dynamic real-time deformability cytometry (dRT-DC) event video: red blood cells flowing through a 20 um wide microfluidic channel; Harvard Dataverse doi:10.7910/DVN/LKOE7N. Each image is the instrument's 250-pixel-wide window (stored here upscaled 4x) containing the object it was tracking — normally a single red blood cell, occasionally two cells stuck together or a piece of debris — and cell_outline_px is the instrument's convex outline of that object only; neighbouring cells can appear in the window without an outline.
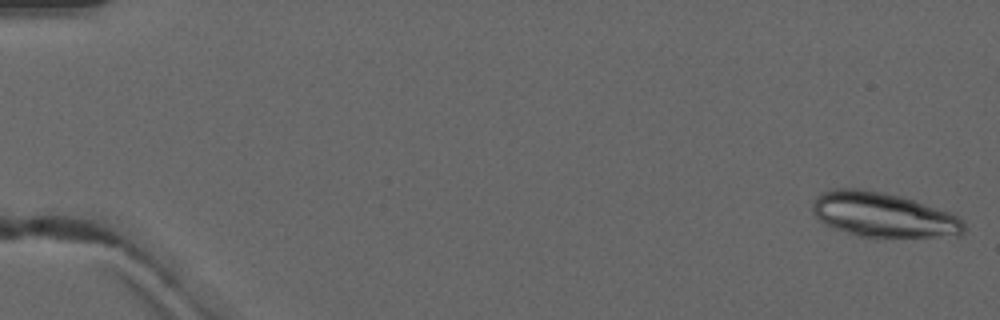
{"species": "common noctule bat (a hibernating species)", "species_latin": "Nyctalus noctula", "temperature_condition": "warm", "stored_images_in_passage": 6, "camera_frame_rate_fps": 3000, "um_per_image_px": 0.085, "animal": {"sex": "male", "forearm_length_mm": 52.5}, "frame": {"image": 1, "passage_image": 1, "time_ms": 0.0, "image_size_px": [1000, 320], "cell_outline_px": [[968, 228], [960, 236], [856, 236], [824, 224], [812, 212], [812, 200], [820, 192], [828, 188], [860, 188], [900, 196], [952, 212]], "centroid_in_image_um": [75.04, 18.24], "position_along_channel_um": 10.0, "area_um2": 39.48}}